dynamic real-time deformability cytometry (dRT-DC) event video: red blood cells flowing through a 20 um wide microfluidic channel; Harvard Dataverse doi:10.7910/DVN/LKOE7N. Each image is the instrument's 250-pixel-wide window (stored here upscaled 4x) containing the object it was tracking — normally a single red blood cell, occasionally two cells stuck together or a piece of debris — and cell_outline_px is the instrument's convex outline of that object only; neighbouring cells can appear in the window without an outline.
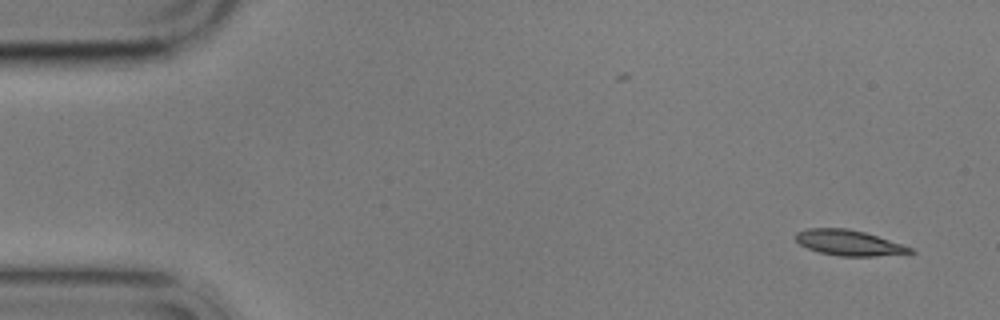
{"species": "common noctule bat (a hibernating species)", "species_latin": "Nyctalus noctula", "temperature_condition": "cold", "stored_images_in_passage": 6, "camera_frame_rate_fps": 3000, "um_per_image_px": 0.085, "animal": {"sex": "male", "body_mass_g": 17.9}, "frame": {"image": 1, "passage_image": 1, "time_ms": 0.0, "image_size_px": [1000, 320], "cell_outline_px": [[916, 252], [876, 256], [840, 256], [820, 252], [808, 248], [800, 244], [796, 240], [796, 232], [808, 228], [848, 228], [864, 232], [912, 248]], "centroid_in_image_um": [72.12, 20.63], "position_along_channel_um": 12.9, "area_um2": 16.7}}
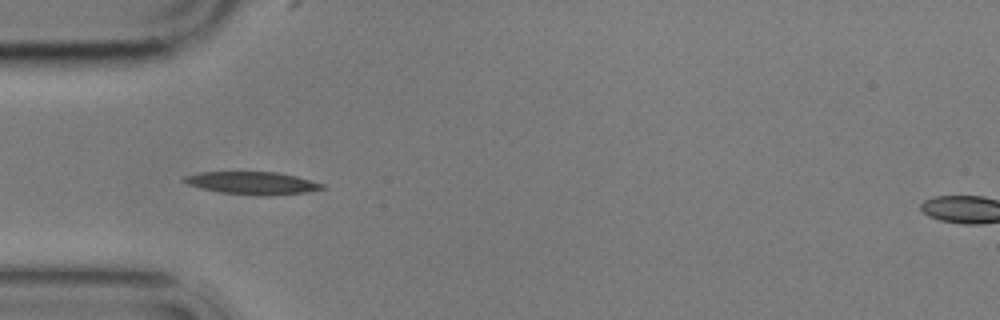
{"frame": {"image": 2, "passage_image": 5, "time_ms": 4.667, "image_size_px": [1000, 320], "cell_outline_px": [[328, 188], [308, 192], [272, 196], [260, 196], [220, 192], [200, 188], [188, 184], [180, 180], [184, 176], [200, 172], [276, 172], [296, 176], [324, 184]], "centroid_in_image_um": [21.48, 15.57], "position_along_channel_um": 63.5, "area_um2": 18.44}}
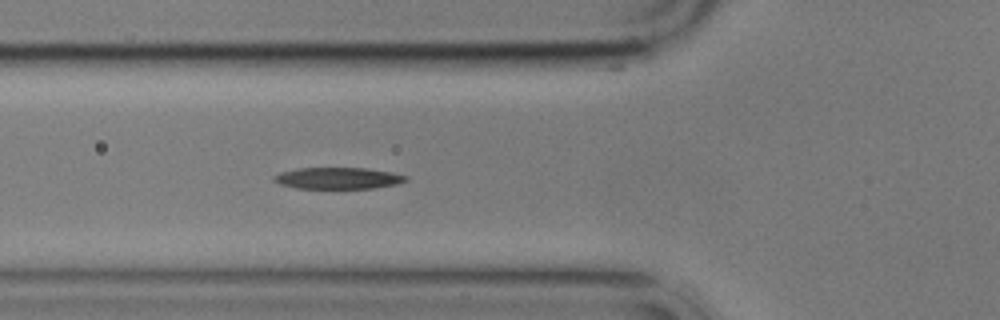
{"frame": {"image": 3, "passage_image": 6, "time_ms": 5.667, "image_size_px": [1000, 320], "cell_outline_px": [[408, 180], [396, 184], [372, 188], [296, 188], [280, 184], [272, 180], [272, 176], [280, 172], [296, 168], [364, 168], [392, 172], [408, 176]], "centroid_in_image_um": [28.7, 15.14], "position_along_channel_um": 97.1, "area_um2": 16.53}}